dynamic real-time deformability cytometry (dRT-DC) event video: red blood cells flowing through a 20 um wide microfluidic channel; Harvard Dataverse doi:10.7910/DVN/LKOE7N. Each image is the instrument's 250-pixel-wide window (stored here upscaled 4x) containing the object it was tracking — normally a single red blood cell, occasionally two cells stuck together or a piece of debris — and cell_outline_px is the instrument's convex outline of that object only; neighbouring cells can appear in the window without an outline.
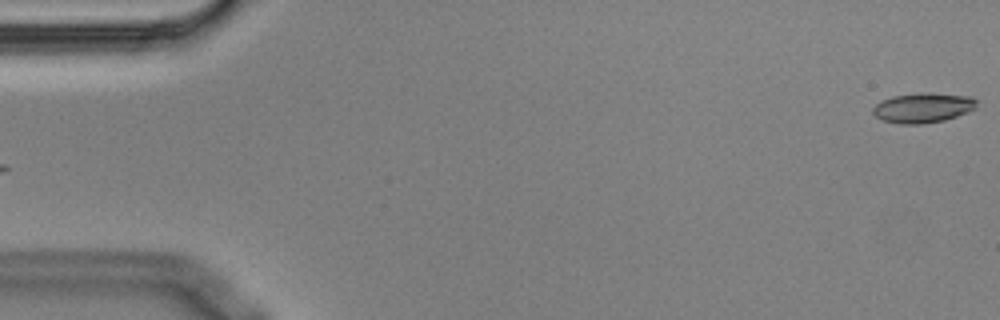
{"species": "Egyptian fruit bat (a non-hibernating species)", "species_latin": "Rousettus aegyptiacus", "temperature_condition": "cold", "stored_images_in_passage": 4, "segment_of_instrument_passage": [2, 2], "camera_frame_rate_fps": 3000, "um_per_image_px": 0.085, "animal": {"sex": "male"}, "frame": {"image": 1, "passage_image": 4, "time_ms": 1.0, "image_size_px": [1000, 320], "cell_outline_px": [[976, 108], [968, 112], [944, 120], [920, 124], [900, 124], [884, 120], [876, 116], [872, 112], [872, 108], [880, 100], [892, 96], [924, 92], [928, 92], [972, 96], [976, 100]], "centroid_in_image_um": [78.45, 9.14], "position_along_channel_um": 6.5, "area_um2": 18.15}}